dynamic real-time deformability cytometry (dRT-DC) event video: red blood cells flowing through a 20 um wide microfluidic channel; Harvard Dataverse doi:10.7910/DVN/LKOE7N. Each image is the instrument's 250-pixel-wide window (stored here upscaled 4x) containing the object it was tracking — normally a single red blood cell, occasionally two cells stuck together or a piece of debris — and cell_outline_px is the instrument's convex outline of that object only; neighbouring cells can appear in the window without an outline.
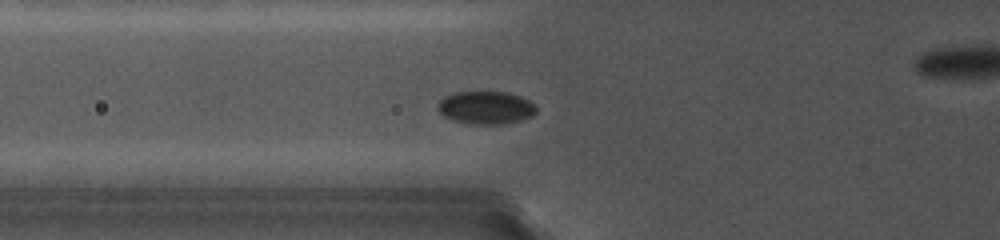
{"species": "common noctule bat (a hibernating species)", "species_latin": "Nyctalus noctula", "temperature_condition": "cold", "stored_images_in_passage": 31, "camera_frame_rate_fps": 5000, "um_per_image_px": 0.085, "animal": {"sex": "female", "body_mass_g": 19.0, "forearm_length_mm": 56.7}, "frame": {"image": 1, "passage_image": 12, "time_ms": 5.8, "image_size_px": [1000, 240], "cell_outline_px": [[536, 112], [532, 116], [500, 124], [468, 124], [444, 116], [436, 108], [436, 104], [444, 96], [452, 92], [508, 92], [520, 96], [528, 100], [536, 108]], "centroid_in_image_um": [41.24, 9.13], "position_along_channel_um": 84.6, "area_um2": 18.73}}
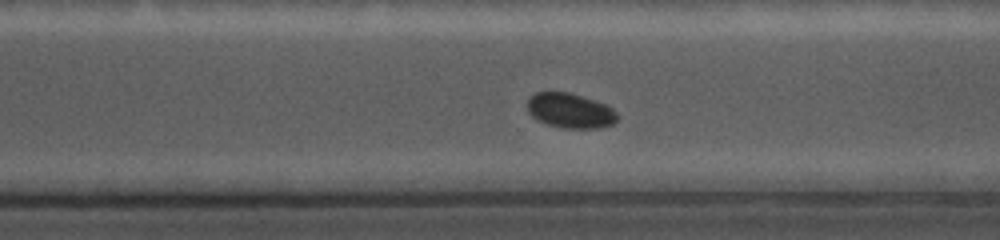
{"frame": {"image": 2, "passage_image": 25, "time_ms": 12.2, "image_size_px": [1000, 240], "cell_outline_px": [[616, 120], [612, 124], [600, 128], [560, 128], [536, 120], [528, 112], [528, 96], [536, 92], [568, 92], [608, 104], [616, 112]], "centroid_in_image_um": [48.44, 9.4], "position_along_channel_um": 322.2, "area_um2": 18.38}}
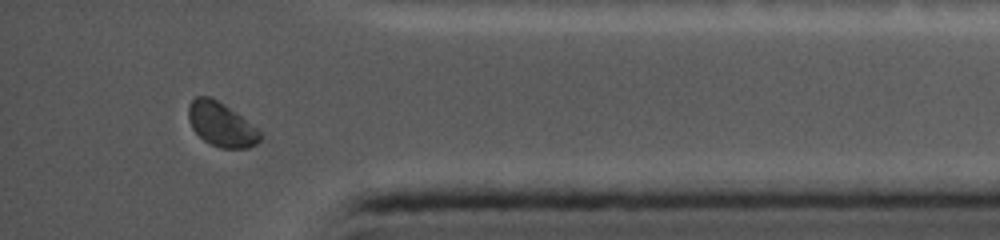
{"frame": {"image": 3, "passage_image": 30, "time_ms": 14.8, "image_size_px": [1000, 240], "cell_outline_px": [[260, 140], [256, 144], [248, 148], [220, 148], [204, 140], [192, 128], [188, 120], [188, 104], [196, 96], [212, 96], [224, 104], [256, 128], [260, 132]], "centroid_in_image_um": [18.76, 10.56], "position_along_channel_um": 416.4, "area_um2": 18.21}, "authors_computed_cell_mechanics": {"area_um2": 18.6116, "velocity_mm_per_s": 3.7057, "shape_relaxation_time_tau1_ms": 2.1997, "shape_relaxation_time_tau2_ms": null, "deformation_change_tau1": 0.0363, "deformation_change_tau2": null}}